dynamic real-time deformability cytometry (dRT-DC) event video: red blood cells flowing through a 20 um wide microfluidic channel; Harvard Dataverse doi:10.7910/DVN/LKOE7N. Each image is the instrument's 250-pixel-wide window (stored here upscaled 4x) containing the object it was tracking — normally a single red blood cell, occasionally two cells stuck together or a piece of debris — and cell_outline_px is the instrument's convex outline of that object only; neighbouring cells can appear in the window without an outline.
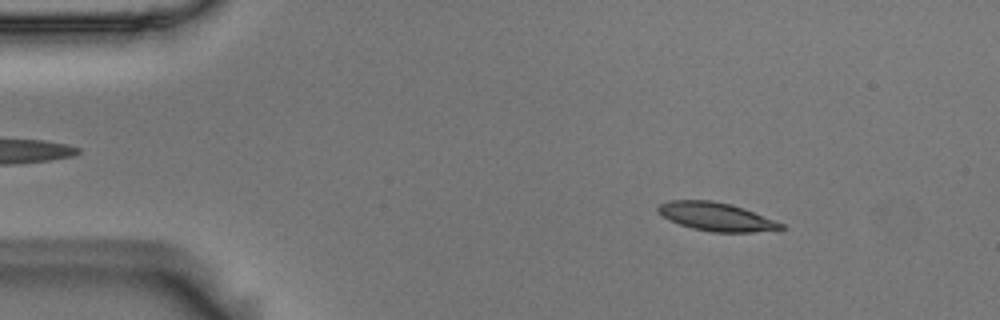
{"species": "Egyptian fruit bat (a non-hibernating species)", "species_latin": "Rousettus aegyptiacus", "temperature_condition": "room temperature", "stored_images_in_passage": 54, "camera_frame_rate_fps": 3000, "um_per_image_px": 0.085, "animal": {"sex": "male"}, "frame": {"image": 1, "passage_image": 7, "time_ms": 2.0, "image_size_px": [1000, 320], "cell_outline_px": [[784, 228], [752, 232], [712, 232], [692, 228], [668, 220], [656, 212], [656, 208], [660, 204], [668, 200], [712, 200], [732, 204], [744, 208], [784, 224]], "centroid_in_image_um": [60.82, 18.4], "position_along_channel_um": 24.2, "area_um2": 20.35}}
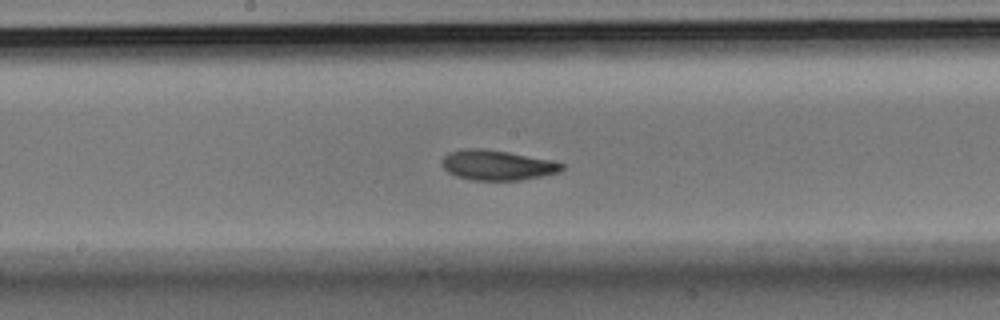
{"frame": {"image": 2, "passage_image": 28, "time_ms": 9.0, "image_size_px": [1000, 320], "cell_outline_px": [[564, 168], [560, 172], [520, 180], [472, 180], [456, 176], [448, 172], [440, 164], [444, 156], [448, 152], [468, 148], [480, 148], [508, 152], [548, 160], [564, 164]], "centroid_in_image_um": [42.21, 14.04], "position_along_channel_um": 206.0, "area_um2": 20.81}}
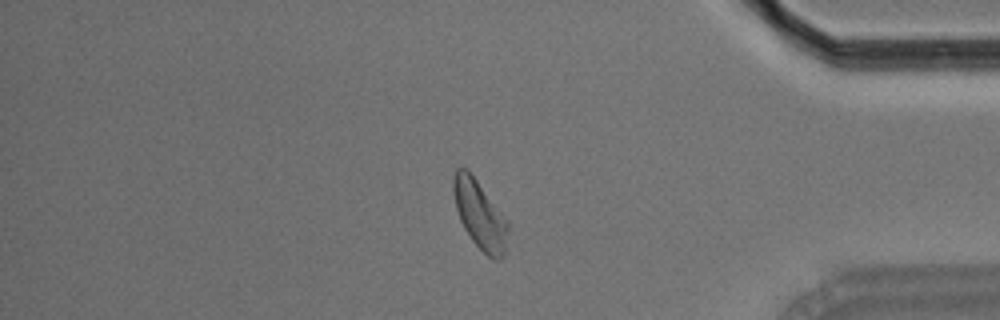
{"frame": {"image": 3, "passage_image": 46, "time_ms": 15.0, "image_size_px": [1000, 320], "cell_outline_px": [[508, 232], [504, 256], [500, 260], [492, 260], [472, 240], [464, 228], [460, 220], [456, 208], [452, 188], [452, 176], [456, 168], [468, 168], [508, 220]], "centroid_in_image_um": [40.78, 18.22], "position_along_channel_um": 394.4, "area_um2": 21.96}, "authors_computed_cell_mechanics": {"area_um2": 20.808, "velocity_mm_per_s": 3.6086, "shape_relaxation_time_tau1_ms": 3.4433, "shape_relaxation_time_tau2_ms": 4.9893, "deformation_change_tau1": 0.1441, "deformation_change_tau2": 0.095}}